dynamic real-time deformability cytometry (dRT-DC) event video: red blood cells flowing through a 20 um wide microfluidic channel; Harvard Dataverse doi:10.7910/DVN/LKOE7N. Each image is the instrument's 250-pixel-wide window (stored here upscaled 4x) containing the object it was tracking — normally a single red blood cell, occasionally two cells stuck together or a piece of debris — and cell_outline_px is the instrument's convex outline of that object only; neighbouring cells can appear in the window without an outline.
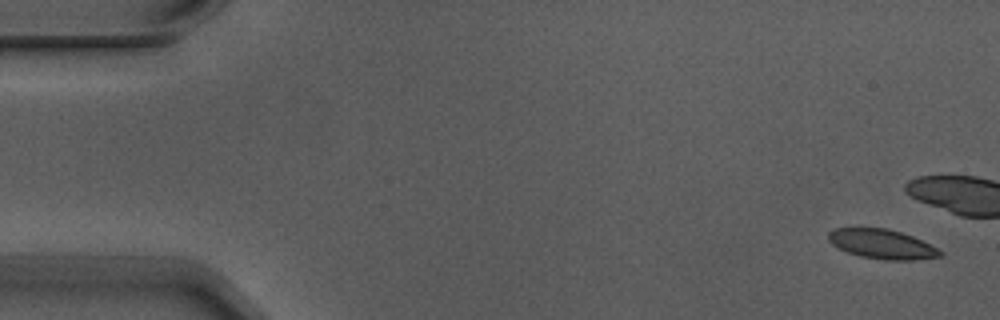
{"species": "Egyptian fruit bat (a non-hibernating species)", "species_latin": "Rousettus aegyptiacus", "temperature_condition": "warm", "stored_images_in_passage": 9, "camera_frame_rate_fps": 3000, "um_per_image_px": 0.085, "animal": {"sex": "male"}, "frame": {"image": 1, "passage_image": 1, "time_ms": 0.0, "image_size_px": [1000, 320], "cell_outline_px": [[944, 252], [940, 256], [916, 260], [884, 260], [860, 256], [848, 252], [832, 244], [828, 240], [828, 232], [836, 228], [884, 228], [900, 232], [912, 236]], "centroid_in_image_um": [74.95, 20.75], "position_along_channel_um": 10.0, "area_um2": 18.96}}
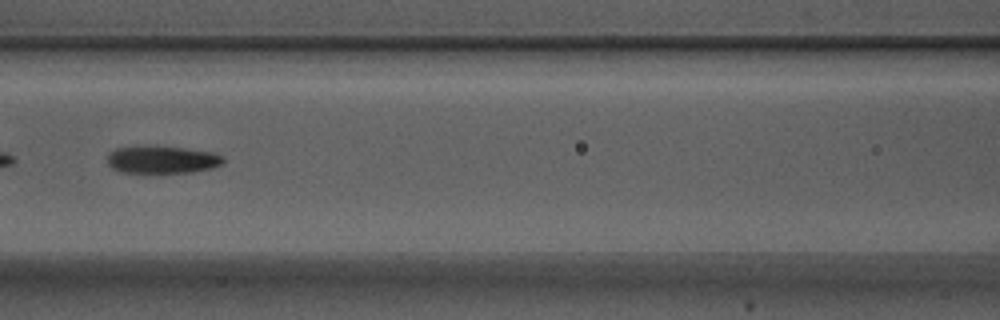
{"frame": {"image": 2, "passage_image": 8, "time_ms": 2.333, "image_size_px": [1000, 320], "cell_outline_px": [[224, 164], [212, 168], [192, 172], [144, 176], [120, 172], [112, 168], [108, 164], [108, 152], [116, 148], [152, 144], [184, 148], [212, 152], [224, 156]], "centroid_in_image_um": [13.73, 13.6], "position_along_channel_um": 152.9, "area_um2": 20.0}}
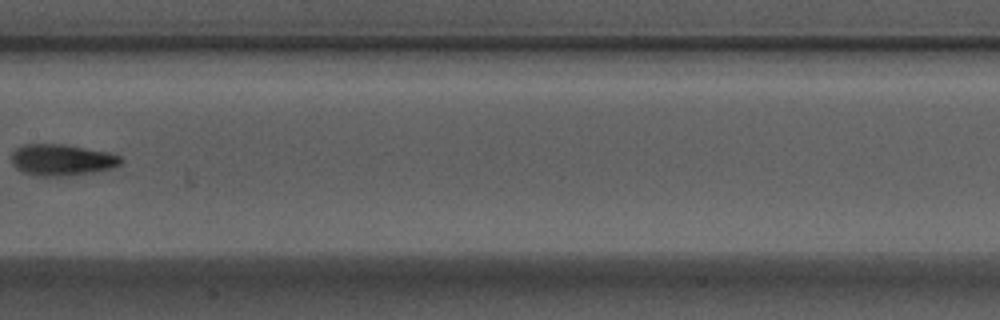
{"frame": {"image": 3, "passage_image": 9, "time_ms": 2.667, "image_size_px": [1000, 320], "cell_outline_px": [[124, 160], [120, 164], [112, 168], [92, 172], [64, 176], [36, 176], [24, 172], [16, 168], [12, 164], [12, 152], [16, 148], [24, 144], [64, 144], [112, 152], [120, 156]], "centroid_in_image_um": [5.27, 13.58], "position_along_channel_um": 202.1, "area_um2": 20.17}}